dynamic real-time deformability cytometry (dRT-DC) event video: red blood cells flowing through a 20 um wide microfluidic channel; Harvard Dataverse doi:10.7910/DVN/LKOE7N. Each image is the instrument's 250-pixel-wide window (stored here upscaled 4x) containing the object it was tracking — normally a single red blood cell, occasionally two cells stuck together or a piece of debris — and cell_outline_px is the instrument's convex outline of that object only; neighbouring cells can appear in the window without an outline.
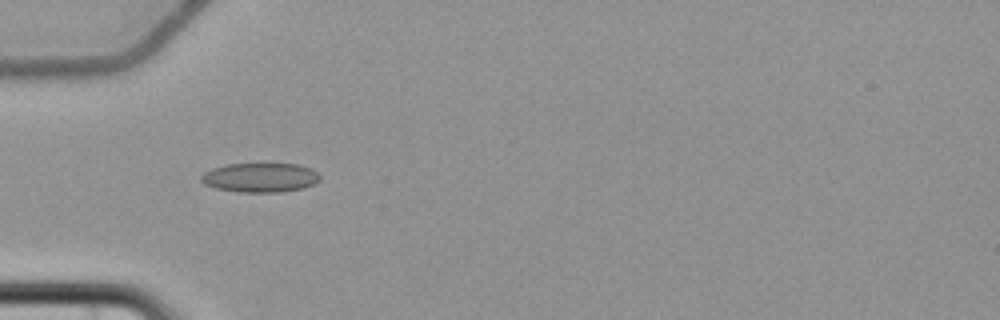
{"species": "common noctule bat (a hibernating species)", "species_latin": "Nyctalus noctula", "temperature_condition": "cold", "stored_images_in_passage": 3, "camera_frame_rate_fps": 3000, "um_per_image_px": 0.085, "animal": {"sex": "female", "body_mass_g": 22.7, "forearm_length_mm": 54.2}, "frame": {"image": 1, "passage_image": 1, "time_ms": 0.0, "image_size_px": [1000, 320], "cell_outline_px": [[320, 180], [304, 188], [280, 192], [240, 192], [216, 188], [204, 184], [200, 180], [200, 176], [204, 172], [212, 168], [228, 164], [300, 164], [312, 168], [320, 176]], "centroid_in_image_um": [22.12, 15.09], "position_along_channel_um": 62.9, "area_um2": 20.35}}
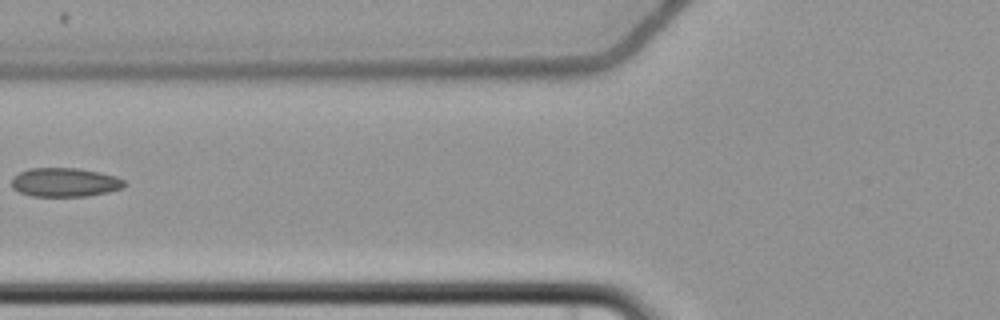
{"frame": {"image": 2, "passage_image": 2, "time_ms": 1.667, "image_size_px": [1000, 320], "cell_outline_px": [[128, 184], [124, 188], [108, 192], [88, 196], [32, 196], [20, 192], [12, 188], [12, 176], [28, 168], [80, 168], [100, 172], [116, 176], [124, 180]], "centroid_in_image_um": [5.54, 15.49], "position_along_channel_um": 120.3, "area_um2": 19.25}}
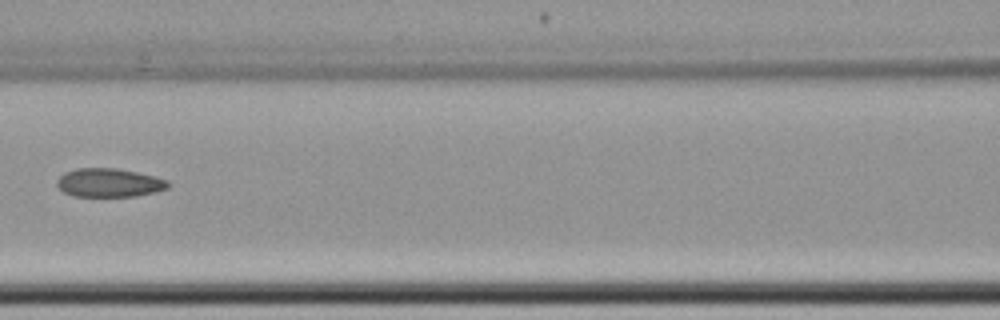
{"frame": {"image": 3, "passage_image": 3, "time_ms": 2.667, "image_size_px": [1000, 320], "cell_outline_px": [[168, 188], [136, 196], [72, 196], [64, 192], [56, 184], [56, 180], [64, 172], [76, 168], [116, 168], [156, 176], [168, 180]], "centroid_in_image_um": [9.25, 15.52], "position_along_channel_um": 157.4, "area_um2": 18.5}}